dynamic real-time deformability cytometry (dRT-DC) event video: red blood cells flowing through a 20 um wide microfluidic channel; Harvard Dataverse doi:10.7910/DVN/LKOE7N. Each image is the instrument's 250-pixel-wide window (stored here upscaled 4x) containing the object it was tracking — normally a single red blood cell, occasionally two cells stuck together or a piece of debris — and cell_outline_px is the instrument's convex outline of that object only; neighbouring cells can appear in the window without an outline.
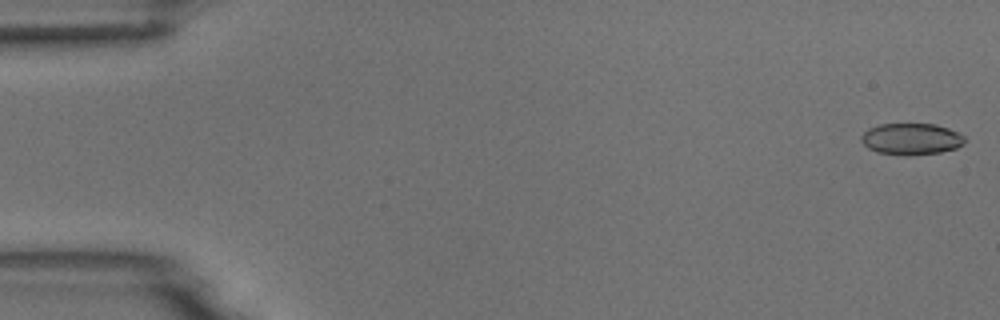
{"species": "common noctule bat (a hibernating species)", "species_latin": "Nyctalus noctula", "temperature_condition": "room temperature", "stored_images_in_passage": 54, "camera_frame_rate_fps": 3000, "um_per_image_px": 0.085, "animal": {"sex": "male", "body_mass_g": 18.8}, "frame": {"image": 1, "passage_image": 1, "time_ms": 0.0, "image_size_px": [1000, 320], "cell_outline_px": [[964, 144], [956, 148], [940, 152], [908, 156], [876, 152], [868, 148], [860, 140], [860, 136], [868, 128], [880, 124], [936, 124], [960, 132], [964, 136]], "centroid_in_image_um": [77.45, 11.81], "position_along_channel_um": 7.5, "area_um2": 19.19}}
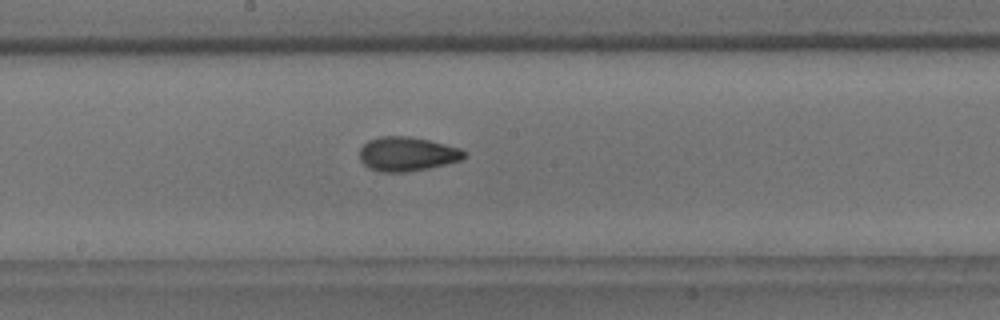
{"frame": {"image": 2, "passage_image": 29, "time_ms": 9.333, "image_size_px": [1000, 320], "cell_outline_px": [[468, 156], [460, 160], [428, 168], [404, 172], [380, 172], [368, 168], [360, 160], [360, 148], [368, 140], [380, 136], [408, 136], [428, 140], [460, 148]], "centroid_in_image_um": [34.57, 13.09], "position_along_channel_um": 213.6, "area_um2": 20.75}}
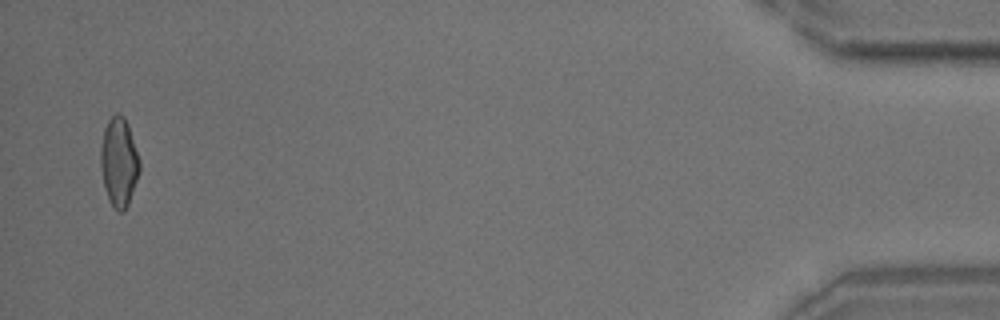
{"frame": {"image": 3, "passage_image": 53, "time_ms": 17.333, "image_size_px": [1000, 320], "cell_outline_px": [[140, 172], [128, 204], [124, 212], [116, 212], [108, 200], [104, 188], [100, 164], [100, 148], [104, 128], [108, 120], [116, 112], [120, 112], [124, 116], [128, 124], [140, 160]], "centroid_in_image_um": [10.1, 13.78], "position_along_channel_um": 425.1, "area_um2": 20.58}, "authors_computed_cell_mechanics": {"area_um2": 19.941, "velocity_mm_per_s": 3.7133, "shape_relaxation_time_tau1_ms": 7.4344, "shape_relaxation_time_tau2_ms": 1.8132, "deformation_change_tau1": 0.1795, "deformation_change_tau2": 0.0772}}